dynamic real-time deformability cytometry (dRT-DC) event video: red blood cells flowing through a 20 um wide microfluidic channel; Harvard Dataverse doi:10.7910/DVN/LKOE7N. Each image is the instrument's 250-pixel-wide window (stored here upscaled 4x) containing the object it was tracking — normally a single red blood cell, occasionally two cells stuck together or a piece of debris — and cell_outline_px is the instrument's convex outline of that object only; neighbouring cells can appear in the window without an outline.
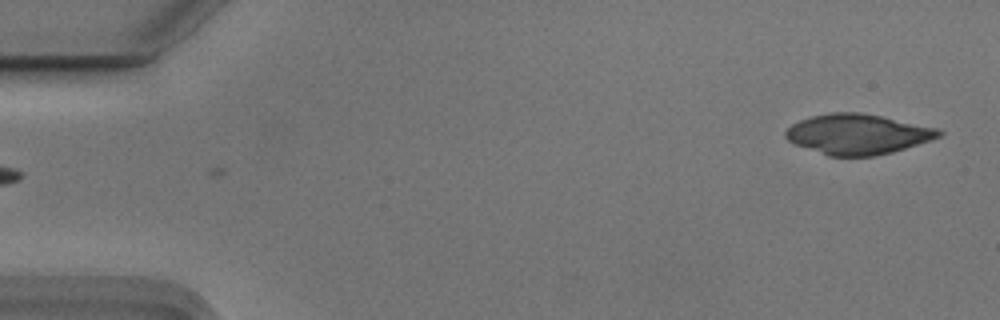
{"species": "Egyptian fruit bat (a non-hibernating species)", "species_latin": "Rousettus aegyptiacus", "temperature_condition": "cold", "stored_images_in_passage": 4, "camera_frame_rate_fps": 3000, "um_per_image_px": 0.085, "animal": {"sex": "male"}, "frame": {"image": 1, "passage_image": 1, "time_ms": 0.0, "image_size_px": [1000, 320], "cell_outline_px": [[944, 132], [940, 136], [892, 152], [872, 156], [828, 156], [796, 144], [788, 140], [784, 136], [784, 132], [792, 124], [800, 120], [812, 116], [832, 112], [860, 112], [880, 116], [936, 128]], "centroid_in_image_um": [72.85, 11.4], "position_along_channel_um": 12.1, "area_um2": 35.37}}
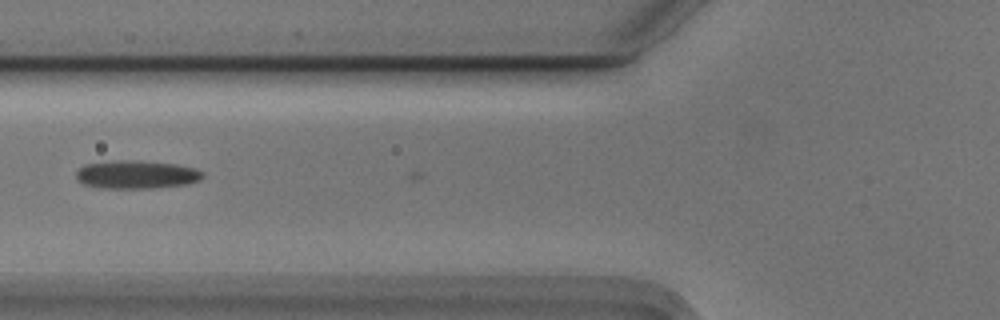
{"frame": {"image": 2, "passage_image": 3, "time_ms": 0.667, "image_size_px": [1000, 320], "cell_outline_px": [[204, 176], [200, 180], [188, 184], [156, 188], [100, 188], [84, 184], [76, 180], [76, 172], [84, 164], [120, 160], [128, 160], [176, 164], [196, 168], [204, 172]], "centroid_in_image_um": [11.62, 14.85], "position_along_channel_um": 114.2, "area_um2": 20.92}}